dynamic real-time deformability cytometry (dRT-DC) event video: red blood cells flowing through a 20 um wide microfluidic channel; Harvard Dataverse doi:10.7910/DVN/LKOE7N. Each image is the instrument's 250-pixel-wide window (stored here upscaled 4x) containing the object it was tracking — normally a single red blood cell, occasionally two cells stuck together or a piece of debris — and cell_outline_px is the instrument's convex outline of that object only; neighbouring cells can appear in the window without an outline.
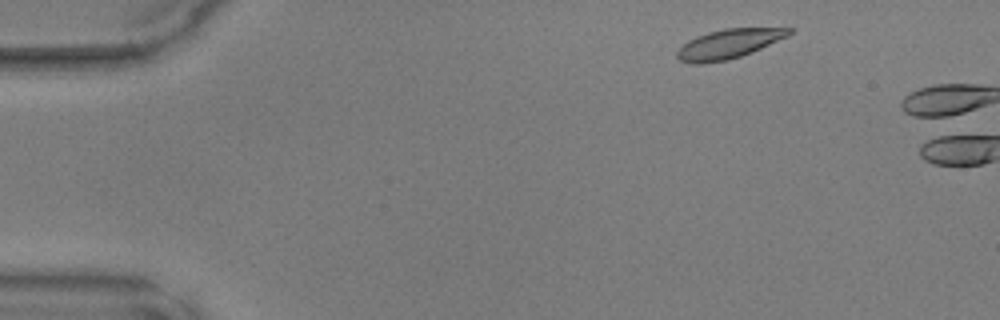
{"species": "common noctule bat (a hibernating species)", "species_latin": "Nyctalus noctula", "temperature_condition": "warm", "stored_images_in_passage": 5, "camera_frame_rate_fps": 3000, "um_per_image_px": 0.085, "animal": {"sex": "male", "body_mass_g": 17.9, "forearm_length_mm": 54.2}, "frame": {"image": 1, "passage_image": 3, "time_ms": 0.667, "image_size_px": [1000, 320], "cell_outline_px": [[796, 28], [788, 36], [752, 52], [728, 60], [700, 64], [692, 64], [680, 60], [676, 56], [676, 52], [688, 40], [696, 36], [708, 32], [724, 28]], "centroid_in_image_um": [61.93, 3.73], "position_along_channel_um": 23.1, "area_um2": 19.13}}